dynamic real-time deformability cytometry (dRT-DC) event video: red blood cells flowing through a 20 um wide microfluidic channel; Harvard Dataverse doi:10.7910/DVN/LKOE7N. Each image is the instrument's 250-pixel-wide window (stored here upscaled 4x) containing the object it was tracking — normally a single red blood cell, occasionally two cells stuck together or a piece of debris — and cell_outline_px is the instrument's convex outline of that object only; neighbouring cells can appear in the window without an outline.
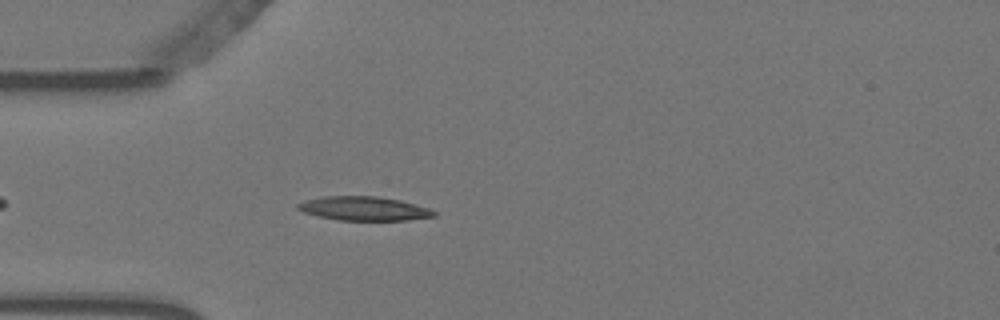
{"species": "Egyptian fruit bat (a non-hibernating species)", "species_latin": "Rousettus aegyptiacus", "temperature_condition": "warm", "stored_images_in_passage": 48, "camera_frame_rate_fps": 3000, "um_per_image_px": 0.085, "animal": {"sex": "female"}, "frame": {"image": 1, "passage_image": 6, "time_ms": 1.667, "image_size_px": [1000, 320], "cell_outline_px": [[436, 216], [408, 220], [340, 220], [316, 216], [304, 212], [296, 208], [296, 204], [304, 200], [324, 196], [376, 196], [400, 200], [416, 204], [428, 208], [436, 212]], "centroid_in_image_um": [30.91, 17.72], "position_along_channel_um": 54.1, "area_um2": 19.07}}
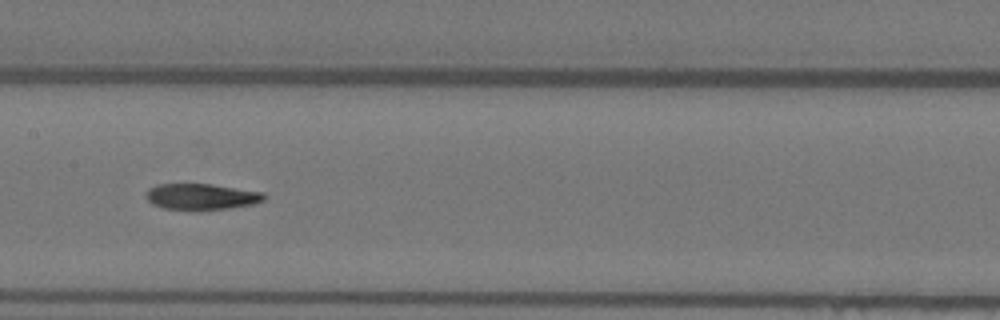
{"frame": {"image": 2, "passage_image": 18, "time_ms": 5.667, "image_size_px": [1000, 320], "cell_outline_px": [[264, 200], [252, 204], [228, 208], [188, 212], [164, 208], [152, 204], [148, 200], [148, 188], [156, 184], [212, 184], [264, 192]], "centroid_in_image_um": [17.1, 16.73], "position_along_channel_um": 190.3, "area_um2": 18.21}}
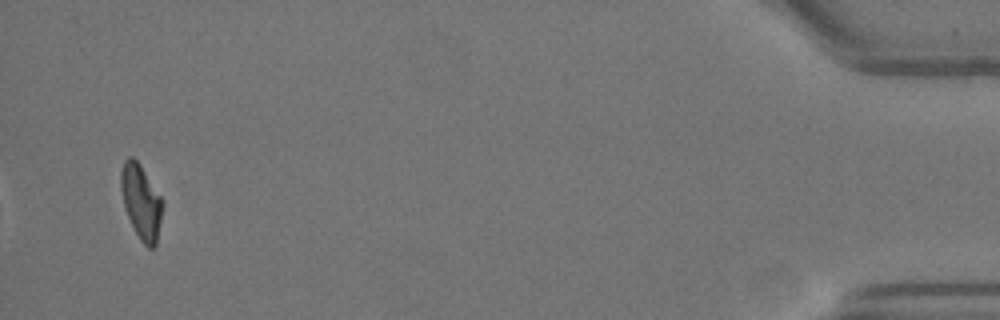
{"frame": {"image": 3, "passage_image": 45, "time_ms": 14.667, "image_size_px": [1000, 320], "cell_outline_px": [[164, 204], [156, 244], [152, 248], [148, 248], [140, 240], [124, 208], [120, 188], [120, 172], [124, 160], [128, 156], [132, 156], [140, 164], [164, 200]], "centroid_in_image_um": [12.0, 17.12], "position_along_channel_um": 423.2, "area_um2": 18.26}}